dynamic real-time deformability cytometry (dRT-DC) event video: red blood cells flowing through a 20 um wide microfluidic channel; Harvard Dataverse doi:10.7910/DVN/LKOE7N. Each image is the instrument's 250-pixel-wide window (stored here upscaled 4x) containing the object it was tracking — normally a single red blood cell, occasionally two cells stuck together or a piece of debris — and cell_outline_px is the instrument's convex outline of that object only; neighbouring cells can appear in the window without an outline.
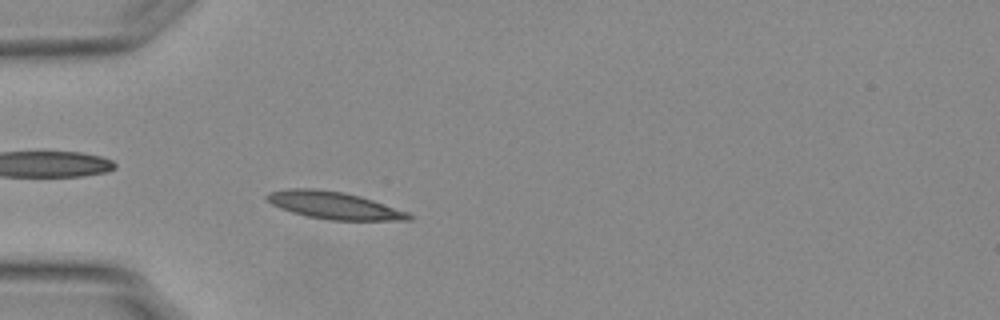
{"species": "Egyptian fruit bat (a non-hibernating species)", "species_latin": "Rousettus aegyptiacus", "temperature_condition": "warm", "stored_images_in_passage": 50, "camera_frame_rate_fps": 3000, "um_per_image_px": 0.085, "animal": {"sex": "female"}, "frame": {"image": 1, "passage_image": 12, "time_ms": 3.667, "image_size_px": [1000, 320], "cell_outline_px": [[412, 220], [328, 220], [308, 216], [292, 212], [280, 208], [272, 204], [264, 196], [268, 192], [288, 188], [312, 188], [344, 192], [360, 196], [408, 212], [412, 216]], "centroid_in_image_um": [28.36, 17.45], "position_along_channel_um": 56.6, "area_um2": 22.48}}
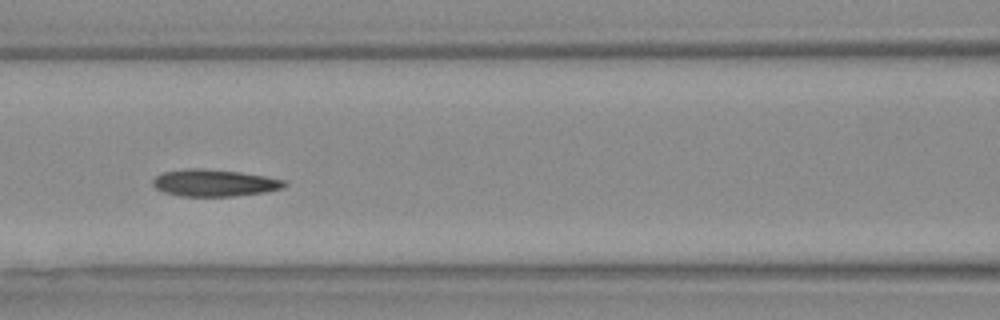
{"frame": {"image": 2, "passage_image": 20, "time_ms": 6.333, "image_size_px": [1000, 320], "cell_outline_px": [[288, 184], [284, 188], [264, 192], [232, 196], [180, 196], [164, 192], [156, 188], [152, 184], [152, 180], [156, 176], [164, 172], [188, 168], [200, 168], [240, 172], [264, 176], [284, 180]], "centroid_in_image_um": [18.21, 15.54], "position_along_channel_um": 148.4, "area_um2": 20.58}}
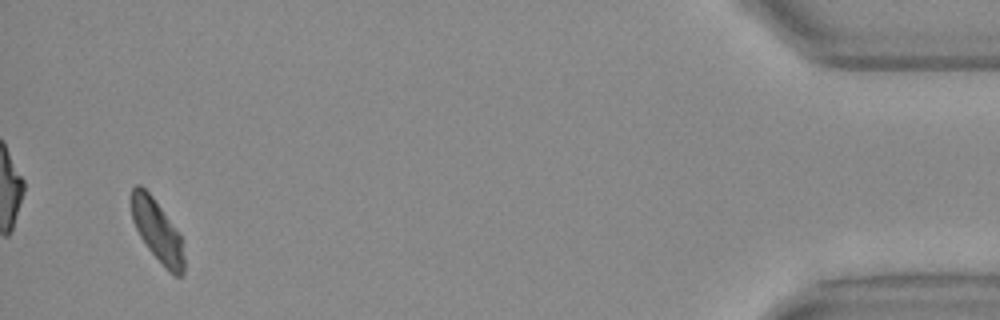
{"frame": {"image": 3, "passage_image": 48, "time_ms": 15.667, "image_size_px": [1000, 320], "cell_outline_px": [[184, 272], [180, 276], [176, 276], [168, 272], [148, 248], [140, 236], [132, 220], [128, 200], [132, 188], [136, 184], [140, 184], [152, 196], [180, 232], [184, 256]], "centroid_in_image_um": [13.34, 19.58], "position_along_channel_um": 421.9, "area_um2": 19.42}, "authors_computed_cell_mechanics": {"area_um2": 20.2589, "velocity_mm_per_s": 3.7505, "shape_relaxation_time_tau1_ms": 9.9135, "shape_relaxation_time_tau2_ms": null, "deformation_change_tau1": 0.2346, "deformation_change_tau2": null}}